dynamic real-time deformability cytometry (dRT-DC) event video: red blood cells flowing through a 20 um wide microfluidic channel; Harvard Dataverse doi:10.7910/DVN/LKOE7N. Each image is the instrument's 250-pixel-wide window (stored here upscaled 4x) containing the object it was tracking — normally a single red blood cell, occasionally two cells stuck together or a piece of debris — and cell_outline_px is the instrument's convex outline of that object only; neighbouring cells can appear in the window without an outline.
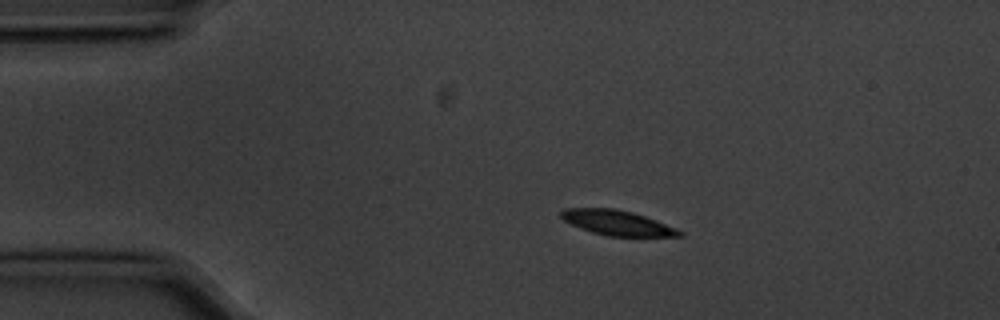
{"species": "common noctule bat (a hibernating species)", "species_latin": "Nyctalus noctula", "temperature_condition": "cold", "stored_images_in_passage": 9, "camera_frame_rate_fps": 3000, "um_per_image_px": 0.085, "animal": {"sex": "male", "body_mass_g": 20.1, "forearm_length_mm": 53.5}, "frame": {"image": 1, "passage_image": 1, "time_ms": 0.0, "image_size_px": [1000, 320], "cell_outline_px": [[684, 236], [608, 236], [592, 232], [580, 228], [564, 220], [560, 216], [560, 212], [564, 208], [612, 208], [632, 212], [656, 220], [676, 228], [684, 232]], "centroid_in_image_um": [52.46, 18.94], "position_along_channel_um": 32.5, "area_um2": 17.11}}
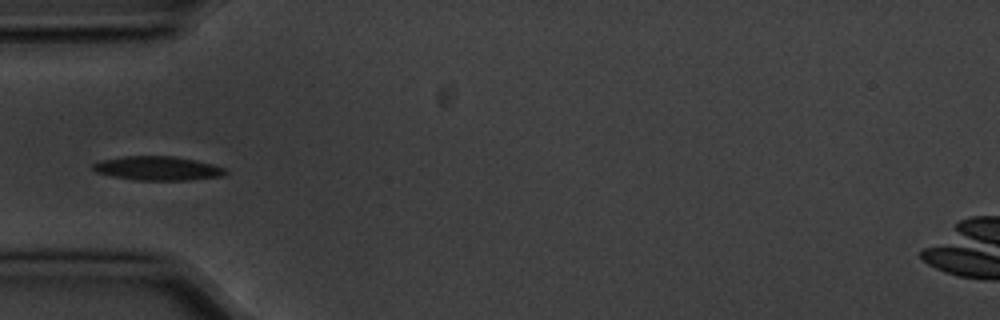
{"frame": {"image": 2, "passage_image": 3, "time_ms": 0.667, "image_size_px": [1000, 320], "cell_outline_px": [[228, 172], [224, 176], [192, 180], [136, 180], [112, 176], [96, 172], [92, 168], [92, 164], [100, 160], [124, 156], [176, 156], [196, 160], [212, 164], [224, 168]], "centroid_in_image_um": [13.42, 14.31], "position_along_channel_um": 71.6, "area_um2": 18.67}}
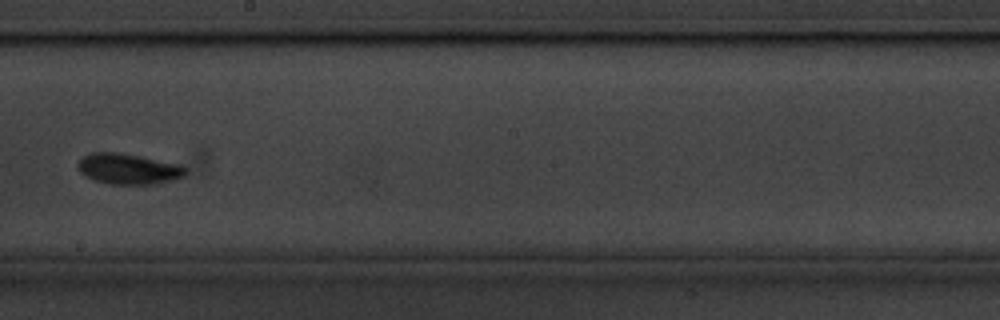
{"frame": {"image": 3, "passage_image": 7, "time_ms": 2.0, "image_size_px": [1000, 320], "cell_outline_px": [[188, 172], [184, 176], [172, 180], [156, 184], [108, 184], [92, 180], [84, 176], [76, 168], [76, 164], [84, 156], [92, 152], [120, 152], [180, 164], [188, 168]], "centroid_in_image_um": [10.9, 14.36], "position_along_channel_um": 237.3, "area_um2": 19.59}}